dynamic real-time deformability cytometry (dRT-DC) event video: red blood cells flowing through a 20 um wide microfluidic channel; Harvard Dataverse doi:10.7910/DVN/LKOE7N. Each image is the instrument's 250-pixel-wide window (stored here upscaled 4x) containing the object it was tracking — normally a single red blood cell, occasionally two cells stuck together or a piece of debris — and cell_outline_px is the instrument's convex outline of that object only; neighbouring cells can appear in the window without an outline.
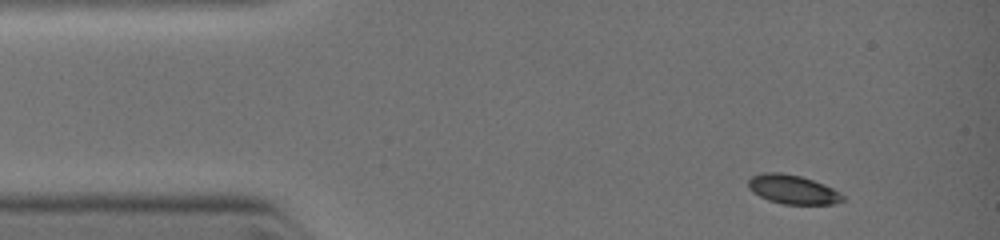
{"species": "common noctule bat (a hibernating species)", "species_latin": "Nyctalus noctula", "temperature_condition": "warm", "stored_images_in_passage": 2, "camera_frame_rate_fps": 3000, "um_per_image_px": 0.085, "animal": {"sex": "female", "body_mass_g": 19.0, "forearm_length_mm": 51.5}, "frame": {"image": 1, "passage_image": 1, "time_ms": 0.0, "image_size_px": [1000, 240], "cell_outline_px": [[844, 200], [836, 204], [784, 204], [768, 200], [752, 192], [748, 188], [748, 180], [752, 176], [764, 172], [780, 172], [800, 176], [824, 184], [840, 192], [844, 196]], "centroid_in_image_um": [67.38, 16.1], "position_along_channel_um": 17.6, "area_um2": 16.01}}